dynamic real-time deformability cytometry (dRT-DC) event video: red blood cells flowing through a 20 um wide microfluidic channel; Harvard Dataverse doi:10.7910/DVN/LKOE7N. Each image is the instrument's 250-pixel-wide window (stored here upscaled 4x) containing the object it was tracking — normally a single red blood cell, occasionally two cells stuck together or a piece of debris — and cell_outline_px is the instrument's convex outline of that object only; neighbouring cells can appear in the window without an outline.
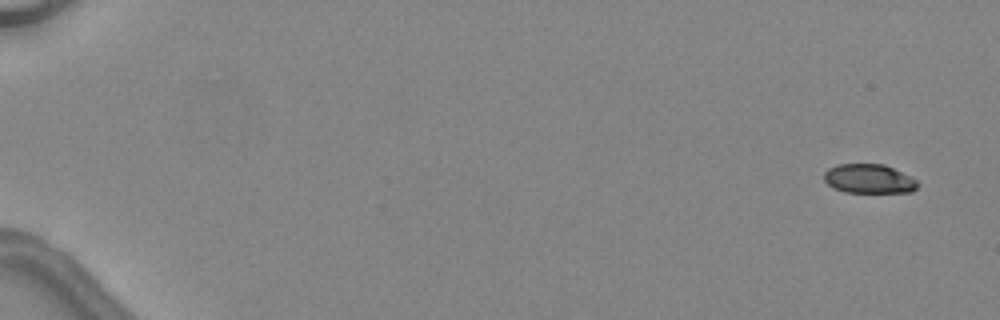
{"species": "common noctule bat (a hibernating species)", "species_latin": "Nyctalus noctula", "temperature_condition": "warm", "stored_images_in_passage": 4, "camera_frame_rate_fps": 3000, "um_per_image_px": 0.085, "animal": {"sex": "female", "body_mass_g": 24.6, "forearm_length_mm": 56.2}, "frame": {"image": 1, "passage_image": 1, "time_ms": 0.0, "image_size_px": [1000, 320], "cell_outline_px": [[920, 184], [912, 192], [844, 192], [832, 188], [824, 180], [824, 172], [828, 168], [836, 164], [884, 164], [916, 180]], "centroid_in_image_um": [73.82, 15.2], "position_along_channel_um": 11.2, "area_um2": 15.9}}